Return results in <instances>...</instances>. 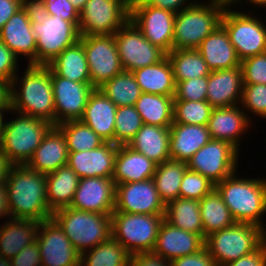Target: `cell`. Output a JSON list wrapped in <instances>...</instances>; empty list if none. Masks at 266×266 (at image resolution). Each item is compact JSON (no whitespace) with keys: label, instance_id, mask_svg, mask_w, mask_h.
Returning <instances> with one entry per match:
<instances>
[{"label":"cell","instance_id":"obj_27","mask_svg":"<svg viewBox=\"0 0 266 266\" xmlns=\"http://www.w3.org/2000/svg\"><path fill=\"white\" fill-rule=\"evenodd\" d=\"M117 106L98 88L91 93L80 119L105 142L114 143Z\"/></svg>","mask_w":266,"mask_h":266},{"label":"cell","instance_id":"obj_21","mask_svg":"<svg viewBox=\"0 0 266 266\" xmlns=\"http://www.w3.org/2000/svg\"><path fill=\"white\" fill-rule=\"evenodd\" d=\"M118 145L105 142L100 147L68 152L67 165L81 178L112 177Z\"/></svg>","mask_w":266,"mask_h":266},{"label":"cell","instance_id":"obj_65","mask_svg":"<svg viewBox=\"0 0 266 266\" xmlns=\"http://www.w3.org/2000/svg\"><path fill=\"white\" fill-rule=\"evenodd\" d=\"M0 266H12L10 259L0 256Z\"/></svg>","mask_w":266,"mask_h":266},{"label":"cell","instance_id":"obj_55","mask_svg":"<svg viewBox=\"0 0 266 266\" xmlns=\"http://www.w3.org/2000/svg\"><path fill=\"white\" fill-rule=\"evenodd\" d=\"M130 266H172L170 261L153 252H140L131 255Z\"/></svg>","mask_w":266,"mask_h":266},{"label":"cell","instance_id":"obj_60","mask_svg":"<svg viewBox=\"0 0 266 266\" xmlns=\"http://www.w3.org/2000/svg\"><path fill=\"white\" fill-rule=\"evenodd\" d=\"M13 166L6 154L0 149V183L6 182L10 169Z\"/></svg>","mask_w":266,"mask_h":266},{"label":"cell","instance_id":"obj_41","mask_svg":"<svg viewBox=\"0 0 266 266\" xmlns=\"http://www.w3.org/2000/svg\"><path fill=\"white\" fill-rule=\"evenodd\" d=\"M100 89L117 107L135 106L142 91L132 72L123 71L105 82Z\"/></svg>","mask_w":266,"mask_h":266},{"label":"cell","instance_id":"obj_34","mask_svg":"<svg viewBox=\"0 0 266 266\" xmlns=\"http://www.w3.org/2000/svg\"><path fill=\"white\" fill-rule=\"evenodd\" d=\"M48 66L59 77L73 82L91 83L84 47L80 41L66 48Z\"/></svg>","mask_w":266,"mask_h":266},{"label":"cell","instance_id":"obj_25","mask_svg":"<svg viewBox=\"0 0 266 266\" xmlns=\"http://www.w3.org/2000/svg\"><path fill=\"white\" fill-rule=\"evenodd\" d=\"M67 162L68 149L65 136L57 126H52L26 165L32 170L47 175L67 165Z\"/></svg>","mask_w":266,"mask_h":266},{"label":"cell","instance_id":"obj_12","mask_svg":"<svg viewBox=\"0 0 266 266\" xmlns=\"http://www.w3.org/2000/svg\"><path fill=\"white\" fill-rule=\"evenodd\" d=\"M129 18L127 0H88L80 12V36L114 34Z\"/></svg>","mask_w":266,"mask_h":266},{"label":"cell","instance_id":"obj_48","mask_svg":"<svg viewBox=\"0 0 266 266\" xmlns=\"http://www.w3.org/2000/svg\"><path fill=\"white\" fill-rule=\"evenodd\" d=\"M240 66L243 84H266V52L242 60Z\"/></svg>","mask_w":266,"mask_h":266},{"label":"cell","instance_id":"obj_37","mask_svg":"<svg viewBox=\"0 0 266 266\" xmlns=\"http://www.w3.org/2000/svg\"><path fill=\"white\" fill-rule=\"evenodd\" d=\"M200 214L204 229V239L211 233L220 231L236 223L221 195L214 188L200 201Z\"/></svg>","mask_w":266,"mask_h":266},{"label":"cell","instance_id":"obj_10","mask_svg":"<svg viewBox=\"0 0 266 266\" xmlns=\"http://www.w3.org/2000/svg\"><path fill=\"white\" fill-rule=\"evenodd\" d=\"M36 39V65L47 66L66 48L80 40L78 27L60 16L48 15L44 22H31Z\"/></svg>","mask_w":266,"mask_h":266},{"label":"cell","instance_id":"obj_47","mask_svg":"<svg viewBox=\"0 0 266 266\" xmlns=\"http://www.w3.org/2000/svg\"><path fill=\"white\" fill-rule=\"evenodd\" d=\"M208 76L178 81L174 100L205 101L207 99Z\"/></svg>","mask_w":266,"mask_h":266},{"label":"cell","instance_id":"obj_40","mask_svg":"<svg viewBox=\"0 0 266 266\" xmlns=\"http://www.w3.org/2000/svg\"><path fill=\"white\" fill-rule=\"evenodd\" d=\"M131 255L113 237L81 254L80 266H130Z\"/></svg>","mask_w":266,"mask_h":266},{"label":"cell","instance_id":"obj_53","mask_svg":"<svg viewBox=\"0 0 266 266\" xmlns=\"http://www.w3.org/2000/svg\"><path fill=\"white\" fill-rule=\"evenodd\" d=\"M224 266H266V240L255 251Z\"/></svg>","mask_w":266,"mask_h":266},{"label":"cell","instance_id":"obj_2","mask_svg":"<svg viewBox=\"0 0 266 266\" xmlns=\"http://www.w3.org/2000/svg\"><path fill=\"white\" fill-rule=\"evenodd\" d=\"M11 218L38 222L52 218L47 201L46 176L27 165H14L5 182Z\"/></svg>","mask_w":266,"mask_h":266},{"label":"cell","instance_id":"obj_56","mask_svg":"<svg viewBox=\"0 0 266 266\" xmlns=\"http://www.w3.org/2000/svg\"><path fill=\"white\" fill-rule=\"evenodd\" d=\"M146 4L161 8L163 10H168L173 13H178L182 9L191 7L200 2V0H143ZM187 1V2H186Z\"/></svg>","mask_w":266,"mask_h":266},{"label":"cell","instance_id":"obj_64","mask_svg":"<svg viewBox=\"0 0 266 266\" xmlns=\"http://www.w3.org/2000/svg\"><path fill=\"white\" fill-rule=\"evenodd\" d=\"M88 0H70L74 8L80 13Z\"/></svg>","mask_w":266,"mask_h":266},{"label":"cell","instance_id":"obj_9","mask_svg":"<svg viewBox=\"0 0 266 266\" xmlns=\"http://www.w3.org/2000/svg\"><path fill=\"white\" fill-rule=\"evenodd\" d=\"M232 9L225 8L221 25L227 31L238 59L242 61L266 52V24L263 22L264 19L258 17L254 9L252 11L243 10V12L241 9Z\"/></svg>","mask_w":266,"mask_h":266},{"label":"cell","instance_id":"obj_14","mask_svg":"<svg viewBox=\"0 0 266 266\" xmlns=\"http://www.w3.org/2000/svg\"><path fill=\"white\" fill-rule=\"evenodd\" d=\"M118 54L124 71L133 72L162 60L166 53L147 40L129 19L114 33Z\"/></svg>","mask_w":266,"mask_h":266},{"label":"cell","instance_id":"obj_39","mask_svg":"<svg viewBox=\"0 0 266 266\" xmlns=\"http://www.w3.org/2000/svg\"><path fill=\"white\" fill-rule=\"evenodd\" d=\"M186 169L187 163L171 159L156 166L152 179L165 205L179 198L180 184Z\"/></svg>","mask_w":266,"mask_h":266},{"label":"cell","instance_id":"obj_33","mask_svg":"<svg viewBox=\"0 0 266 266\" xmlns=\"http://www.w3.org/2000/svg\"><path fill=\"white\" fill-rule=\"evenodd\" d=\"M45 176L49 209L54 212L69 207L80 180L77 174L65 165Z\"/></svg>","mask_w":266,"mask_h":266},{"label":"cell","instance_id":"obj_22","mask_svg":"<svg viewBox=\"0 0 266 266\" xmlns=\"http://www.w3.org/2000/svg\"><path fill=\"white\" fill-rule=\"evenodd\" d=\"M204 246L205 239L201 235L177 228L164 219L152 252L171 262Z\"/></svg>","mask_w":266,"mask_h":266},{"label":"cell","instance_id":"obj_1","mask_svg":"<svg viewBox=\"0 0 266 266\" xmlns=\"http://www.w3.org/2000/svg\"><path fill=\"white\" fill-rule=\"evenodd\" d=\"M23 75L19 77L17 74L10 84L11 111L42 118L55 126L51 68L48 65H26Z\"/></svg>","mask_w":266,"mask_h":266},{"label":"cell","instance_id":"obj_24","mask_svg":"<svg viewBox=\"0 0 266 266\" xmlns=\"http://www.w3.org/2000/svg\"><path fill=\"white\" fill-rule=\"evenodd\" d=\"M241 67L211 71L208 75L207 101L213 108L239 105L242 100Z\"/></svg>","mask_w":266,"mask_h":266},{"label":"cell","instance_id":"obj_52","mask_svg":"<svg viewBox=\"0 0 266 266\" xmlns=\"http://www.w3.org/2000/svg\"><path fill=\"white\" fill-rule=\"evenodd\" d=\"M10 261L12 266H42L37 241L25 246Z\"/></svg>","mask_w":266,"mask_h":266},{"label":"cell","instance_id":"obj_17","mask_svg":"<svg viewBox=\"0 0 266 266\" xmlns=\"http://www.w3.org/2000/svg\"><path fill=\"white\" fill-rule=\"evenodd\" d=\"M55 105V126L71 120H80L88 99L95 89L91 83L73 82L59 77L51 69Z\"/></svg>","mask_w":266,"mask_h":266},{"label":"cell","instance_id":"obj_51","mask_svg":"<svg viewBox=\"0 0 266 266\" xmlns=\"http://www.w3.org/2000/svg\"><path fill=\"white\" fill-rule=\"evenodd\" d=\"M170 263L172 266H216L206 246L195 253L176 258Z\"/></svg>","mask_w":266,"mask_h":266},{"label":"cell","instance_id":"obj_62","mask_svg":"<svg viewBox=\"0 0 266 266\" xmlns=\"http://www.w3.org/2000/svg\"><path fill=\"white\" fill-rule=\"evenodd\" d=\"M6 111H7V114L14 113L13 111H11V109H0V138L3 133L4 123H5L4 115L6 114Z\"/></svg>","mask_w":266,"mask_h":266},{"label":"cell","instance_id":"obj_50","mask_svg":"<svg viewBox=\"0 0 266 266\" xmlns=\"http://www.w3.org/2000/svg\"><path fill=\"white\" fill-rule=\"evenodd\" d=\"M49 15L60 16L63 20L79 26L80 13L74 8L70 0H44Z\"/></svg>","mask_w":266,"mask_h":266},{"label":"cell","instance_id":"obj_46","mask_svg":"<svg viewBox=\"0 0 266 266\" xmlns=\"http://www.w3.org/2000/svg\"><path fill=\"white\" fill-rule=\"evenodd\" d=\"M214 188L215 185L206 177L187 168L180 184L179 198L196 199L200 201Z\"/></svg>","mask_w":266,"mask_h":266},{"label":"cell","instance_id":"obj_45","mask_svg":"<svg viewBox=\"0 0 266 266\" xmlns=\"http://www.w3.org/2000/svg\"><path fill=\"white\" fill-rule=\"evenodd\" d=\"M240 105L253 124L255 123L250 117L251 114L266 119V84H243Z\"/></svg>","mask_w":266,"mask_h":266},{"label":"cell","instance_id":"obj_54","mask_svg":"<svg viewBox=\"0 0 266 266\" xmlns=\"http://www.w3.org/2000/svg\"><path fill=\"white\" fill-rule=\"evenodd\" d=\"M22 8L30 22L42 23L49 15L44 0H22Z\"/></svg>","mask_w":266,"mask_h":266},{"label":"cell","instance_id":"obj_11","mask_svg":"<svg viewBox=\"0 0 266 266\" xmlns=\"http://www.w3.org/2000/svg\"><path fill=\"white\" fill-rule=\"evenodd\" d=\"M240 151L227 141L211 139L187 162V168L214 185L238 171Z\"/></svg>","mask_w":266,"mask_h":266},{"label":"cell","instance_id":"obj_7","mask_svg":"<svg viewBox=\"0 0 266 266\" xmlns=\"http://www.w3.org/2000/svg\"><path fill=\"white\" fill-rule=\"evenodd\" d=\"M265 240L266 232L261 227L235 223L207 236L205 246L216 266H224L255 251Z\"/></svg>","mask_w":266,"mask_h":266},{"label":"cell","instance_id":"obj_36","mask_svg":"<svg viewBox=\"0 0 266 266\" xmlns=\"http://www.w3.org/2000/svg\"><path fill=\"white\" fill-rule=\"evenodd\" d=\"M164 216L171 225L204 238L199 200L183 198L171 200L165 206Z\"/></svg>","mask_w":266,"mask_h":266},{"label":"cell","instance_id":"obj_3","mask_svg":"<svg viewBox=\"0 0 266 266\" xmlns=\"http://www.w3.org/2000/svg\"><path fill=\"white\" fill-rule=\"evenodd\" d=\"M236 171L215 185L236 223L261 227L266 232V178H244ZM265 215V216H263ZM263 220V221H262Z\"/></svg>","mask_w":266,"mask_h":266},{"label":"cell","instance_id":"obj_43","mask_svg":"<svg viewBox=\"0 0 266 266\" xmlns=\"http://www.w3.org/2000/svg\"><path fill=\"white\" fill-rule=\"evenodd\" d=\"M213 109L207 100H174L173 122L189 125H207Z\"/></svg>","mask_w":266,"mask_h":266},{"label":"cell","instance_id":"obj_44","mask_svg":"<svg viewBox=\"0 0 266 266\" xmlns=\"http://www.w3.org/2000/svg\"><path fill=\"white\" fill-rule=\"evenodd\" d=\"M143 125L135 106H119L116 109L114 144L128 145Z\"/></svg>","mask_w":266,"mask_h":266},{"label":"cell","instance_id":"obj_38","mask_svg":"<svg viewBox=\"0 0 266 266\" xmlns=\"http://www.w3.org/2000/svg\"><path fill=\"white\" fill-rule=\"evenodd\" d=\"M166 55L173 68L175 83L208 76L211 73L197 49H173Z\"/></svg>","mask_w":266,"mask_h":266},{"label":"cell","instance_id":"obj_23","mask_svg":"<svg viewBox=\"0 0 266 266\" xmlns=\"http://www.w3.org/2000/svg\"><path fill=\"white\" fill-rule=\"evenodd\" d=\"M0 40L18 58L27 57V65H36V39L31 22L23 8L4 24L0 30Z\"/></svg>","mask_w":266,"mask_h":266},{"label":"cell","instance_id":"obj_16","mask_svg":"<svg viewBox=\"0 0 266 266\" xmlns=\"http://www.w3.org/2000/svg\"><path fill=\"white\" fill-rule=\"evenodd\" d=\"M36 241L42 266H80L81 254L53 218L40 222Z\"/></svg>","mask_w":266,"mask_h":266},{"label":"cell","instance_id":"obj_28","mask_svg":"<svg viewBox=\"0 0 266 266\" xmlns=\"http://www.w3.org/2000/svg\"><path fill=\"white\" fill-rule=\"evenodd\" d=\"M157 164L144 154L135 151L128 145L117 149L114 173L115 185L130 182H141L153 178Z\"/></svg>","mask_w":266,"mask_h":266},{"label":"cell","instance_id":"obj_59","mask_svg":"<svg viewBox=\"0 0 266 266\" xmlns=\"http://www.w3.org/2000/svg\"><path fill=\"white\" fill-rule=\"evenodd\" d=\"M0 109H10V83L0 80Z\"/></svg>","mask_w":266,"mask_h":266},{"label":"cell","instance_id":"obj_6","mask_svg":"<svg viewBox=\"0 0 266 266\" xmlns=\"http://www.w3.org/2000/svg\"><path fill=\"white\" fill-rule=\"evenodd\" d=\"M206 2L201 1L176 13L173 49H197L221 25L225 8L213 0Z\"/></svg>","mask_w":266,"mask_h":266},{"label":"cell","instance_id":"obj_8","mask_svg":"<svg viewBox=\"0 0 266 266\" xmlns=\"http://www.w3.org/2000/svg\"><path fill=\"white\" fill-rule=\"evenodd\" d=\"M165 214L113 212L112 237L130 254L152 252Z\"/></svg>","mask_w":266,"mask_h":266},{"label":"cell","instance_id":"obj_63","mask_svg":"<svg viewBox=\"0 0 266 266\" xmlns=\"http://www.w3.org/2000/svg\"><path fill=\"white\" fill-rule=\"evenodd\" d=\"M245 1V4H249L250 7L252 6V8L255 6L256 8L258 7H262L265 8L266 7V0H243ZM252 4V5H251ZM254 5V6H253Z\"/></svg>","mask_w":266,"mask_h":266},{"label":"cell","instance_id":"obj_13","mask_svg":"<svg viewBox=\"0 0 266 266\" xmlns=\"http://www.w3.org/2000/svg\"><path fill=\"white\" fill-rule=\"evenodd\" d=\"M79 41L84 47L90 82L94 88H99L124 71L114 34L80 36Z\"/></svg>","mask_w":266,"mask_h":266},{"label":"cell","instance_id":"obj_5","mask_svg":"<svg viewBox=\"0 0 266 266\" xmlns=\"http://www.w3.org/2000/svg\"><path fill=\"white\" fill-rule=\"evenodd\" d=\"M15 114L16 118L4 123L0 149L13 165H26L53 124L39 117Z\"/></svg>","mask_w":266,"mask_h":266},{"label":"cell","instance_id":"obj_19","mask_svg":"<svg viewBox=\"0 0 266 266\" xmlns=\"http://www.w3.org/2000/svg\"><path fill=\"white\" fill-rule=\"evenodd\" d=\"M116 185L112 177L81 178L69 207L87 212L112 214Z\"/></svg>","mask_w":266,"mask_h":266},{"label":"cell","instance_id":"obj_18","mask_svg":"<svg viewBox=\"0 0 266 266\" xmlns=\"http://www.w3.org/2000/svg\"><path fill=\"white\" fill-rule=\"evenodd\" d=\"M165 206L152 178L116 185L114 212L165 214Z\"/></svg>","mask_w":266,"mask_h":266},{"label":"cell","instance_id":"obj_35","mask_svg":"<svg viewBox=\"0 0 266 266\" xmlns=\"http://www.w3.org/2000/svg\"><path fill=\"white\" fill-rule=\"evenodd\" d=\"M135 108L143 124L170 127L173 123L174 96L142 92Z\"/></svg>","mask_w":266,"mask_h":266},{"label":"cell","instance_id":"obj_61","mask_svg":"<svg viewBox=\"0 0 266 266\" xmlns=\"http://www.w3.org/2000/svg\"><path fill=\"white\" fill-rule=\"evenodd\" d=\"M213 1L217 2L220 6L224 8H236V4L238 6V3L241 4L243 2V0H213Z\"/></svg>","mask_w":266,"mask_h":266},{"label":"cell","instance_id":"obj_30","mask_svg":"<svg viewBox=\"0 0 266 266\" xmlns=\"http://www.w3.org/2000/svg\"><path fill=\"white\" fill-rule=\"evenodd\" d=\"M5 222L0 226V256L12 259L36 241L40 222L21 218H7Z\"/></svg>","mask_w":266,"mask_h":266},{"label":"cell","instance_id":"obj_58","mask_svg":"<svg viewBox=\"0 0 266 266\" xmlns=\"http://www.w3.org/2000/svg\"><path fill=\"white\" fill-rule=\"evenodd\" d=\"M7 217L11 218L7 189L5 183H0V219H6Z\"/></svg>","mask_w":266,"mask_h":266},{"label":"cell","instance_id":"obj_31","mask_svg":"<svg viewBox=\"0 0 266 266\" xmlns=\"http://www.w3.org/2000/svg\"><path fill=\"white\" fill-rule=\"evenodd\" d=\"M169 139V127L143 124L128 146L158 165L171 159Z\"/></svg>","mask_w":266,"mask_h":266},{"label":"cell","instance_id":"obj_4","mask_svg":"<svg viewBox=\"0 0 266 266\" xmlns=\"http://www.w3.org/2000/svg\"><path fill=\"white\" fill-rule=\"evenodd\" d=\"M52 218L80 254L112 237L111 214L64 207L54 211Z\"/></svg>","mask_w":266,"mask_h":266},{"label":"cell","instance_id":"obj_49","mask_svg":"<svg viewBox=\"0 0 266 266\" xmlns=\"http://www.w3.org/2000/svg\"><path fill=\"white\" fill-rule=\"evenodd\" d=\"M20 59L0 40V80L11 84L18 74Z\"/></svg>","mask_w":266,"mask_h":266},{"label":"cell","instance_id":"obj_29","mask_svg":"<svg viewBox=\"0 0 266 266\" xmlns=\"http://www.w3.org/2000/svg\"><path fill=\"white\" fill-rule=\"evenodd\" d=\"M211 71L241 67L227 31L219 25L197 48Z\"/></svg>","mask_w":266,"mask_h":266},{"label":"cell","instance_id":"obj_20","mask_svg":"<svg viewBox=\"0 0 266 266\" xmlns=\"http://www.w3.org/2000/svg\"><path fill=\"white\" fill-rule=\"evenodd\" d=\"M252 125L239 104L214 108L207 127L212 139L227 141L240 151L242 137Z\"/></svg>","mask_w":266,"mask_h":266},{"label":"cell","instance_id":"obj_42","mask_svg":"<svg viewBox=\"0 0 266 266\" xmlns=\"http://www.w3.org/2000/svg\"><path fill=\"white\" fill-rule=\"evenodd\" d=\"M57 127L62 131L67 141L68 152L93 150L105 141L81 120L63 122Z\"/></svg>","mask_w":266,"mask_h":266},{"label":"cell","instance_id":"obj_32","mask_svg":"<svg viewBox=\"0 0 266 266\" xmlns=\"http://www.w3.org/2000/svg\"><path fill=\"white\" fill-rule=\"evenodd\" d=\"M144 93L175 96L176 83L173 68L167 55L158 63L132 72Z\"/></svg>","mask_w":266,"mask_h":266},{"label":"cell","instance_id":"obj_26","mask_svg":"<svg viewBox=\"0 0 266 266\" xmlns=\"http://www.w3.org/2000/svg\"><path fill=\"white\" fill-rule=\"evenodd\" d=\"M169 155L171 160L187 163L191 157L212 138L207 125L172 123Z\"/></svg>","mask_w":266,"mask_h":266},{"label":"cell","instance_id":"obj_57","mask_svg":"<svg viewBox=\"0 0 266 266\" xmlns=\"http://www.w3.org/2000/svg\"><path fill=\"white\" fill-rule=\"evenodd\" d=\"M22 8V0H0V30Z\"/></svg>","mask_w":266,"mask_h":266},{"label":"cell","instance_id":"obj_15","mask_svg":"<svg viewBox=\"0 0 266 266\" xmlns=\"http://www.w3.org/2000/svg\"><path fill=\"white\" fill-rule=\"evenodd\" d=\"M176 13L146 4L143 0L130 2V20L144 37L166 54L173 50Z\"/></svg>","mask_w":266,"mask_h":266}]
</instances>
